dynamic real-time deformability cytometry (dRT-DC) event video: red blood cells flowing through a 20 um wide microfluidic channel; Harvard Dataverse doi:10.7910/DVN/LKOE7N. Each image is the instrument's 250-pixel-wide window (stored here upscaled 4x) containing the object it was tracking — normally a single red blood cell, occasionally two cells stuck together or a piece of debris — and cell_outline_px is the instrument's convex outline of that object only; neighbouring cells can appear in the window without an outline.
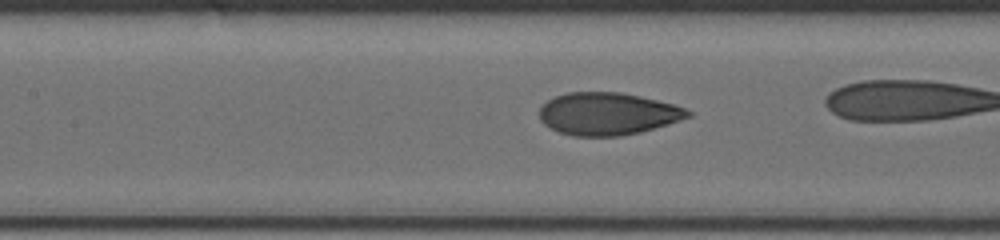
{"species": "human", "species_latin": "Homo sapiens", "temperature_condition": "cold", "stored_images_in_passage": 36, "camera_frame_rate_fps": 3000, "um_per_image_px": 0.085, "donor": {"sex": "male"}, "frame": {"image": 1, "passage_image": 10, "time_ms": 2.333, "image_size_px": [1000, 240], "cell_outline_px": [[692, 116], [668, 124], [640, 132], [620, 136], [572, 136], [560, 132], [544, 124], [540, 120], [540, 108], [548, 100], [556, 96], [568, 92], [620, 92], [640, 96], [672, 104], [684, 108], [692, 112]], "centroid_in_image_um": [51.65, 9.67], "position_along_channel_um": 155.7, "area_um2": 36.53}}